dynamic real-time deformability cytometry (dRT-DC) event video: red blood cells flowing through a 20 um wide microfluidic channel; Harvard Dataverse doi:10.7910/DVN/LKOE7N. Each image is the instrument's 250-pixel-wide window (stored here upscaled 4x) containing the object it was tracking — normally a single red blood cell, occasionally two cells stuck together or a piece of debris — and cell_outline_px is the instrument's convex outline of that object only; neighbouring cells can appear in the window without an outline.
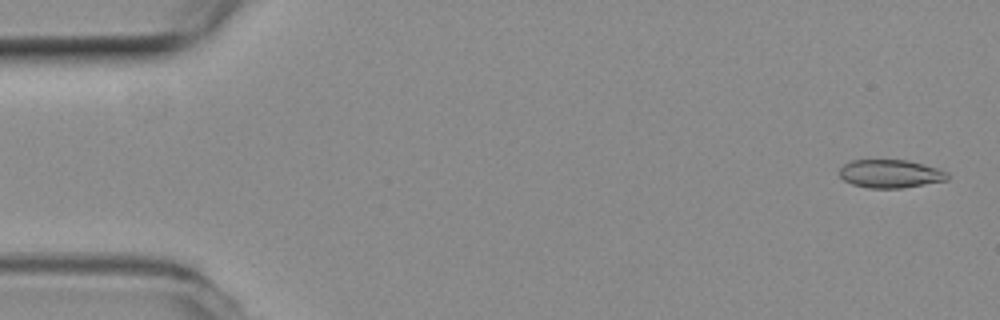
{"species": "common noctule bat (a hibernating species)", "species_latin": "Nyctalus noctula", "temperature_condition": "room temperature", "stored_images_in_passage": 7, "camera_frame_rate_fps": 3000, "um_per_image_px": 0.085, "animal": {"sex": "female", "body_mass_g": 19.3, "forearm_length_mm": 54.1}, "frame": {"image": 1, "passage_image": 1, "time_ms": 0.0, "image_size_px": [1000, 320], "cell_outline_px": [[948, 180], [900, 188], [868, 188], [852, 184], [844, 180], [840, 176], [840, 168], [844, 164], [852, 160], [908, 160], [936, 168], [948, 172]], "centroid_in_image_um": [75.67, 14.77], "position_along_channel_um": 9.3, "area_um2": 17.63}}
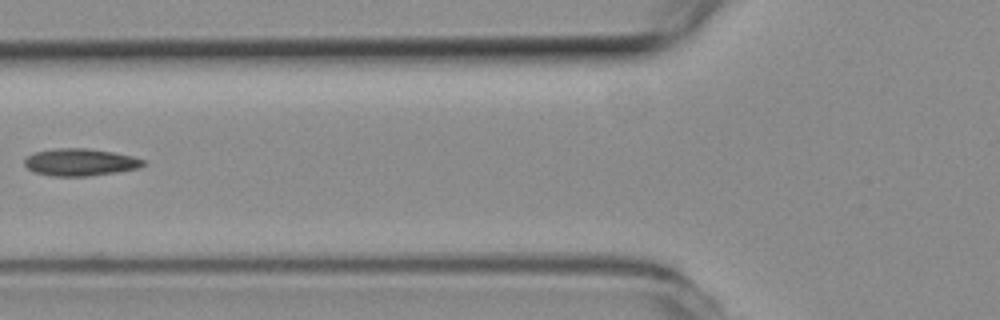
{"frame": {"image": 2, "passage_image": 6, "time_ms": 1.667, "image_size_px": [1000, 320], "cell_outline_px": [[148, 164], [140, 168], [116, 172], [88, 176], [52, 176], [32, 172], [24, 164], [24, 160], [28, 156], [36, 152], [56, 148], [88, 148], [112, 152], [132, 156], [144, 160]], "centroid_in_image_um": [6.83, 13.79], "position_along_channel_um": 119.0, "area_um2": 18.9}}
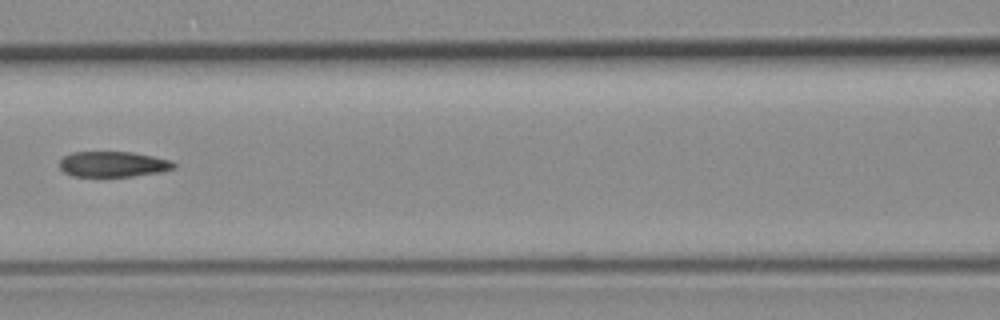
{"frame": {"image": 3, "passage_image": 7, "time_ms": 2.0, "image_size_px": [1000, 320], "cell_outline_px": [[176, 168], [160, 172], [132, 176], [72, 176], [64, 172], [60, 168], [60, 160], [64, 156], [72, 152], [132, 152], [172, 160], [176, 164]], "centroid_in_image_um": [9.63, 13.95], "position_along_channel_um": 157.0, "area_um2": 16.99}}